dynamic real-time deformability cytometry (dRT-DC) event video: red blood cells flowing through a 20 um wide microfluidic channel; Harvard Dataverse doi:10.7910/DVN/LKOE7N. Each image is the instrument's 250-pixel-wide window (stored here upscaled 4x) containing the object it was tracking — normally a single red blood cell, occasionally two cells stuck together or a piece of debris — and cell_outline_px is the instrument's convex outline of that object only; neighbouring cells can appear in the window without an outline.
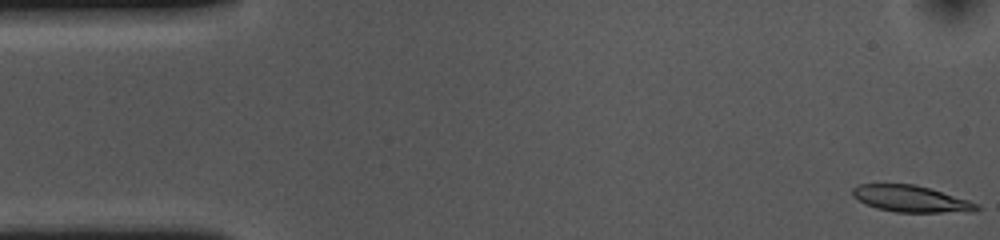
{"species": "common noctule bat (a hibernating species)", "species_latin": "Nyctalus noctula", "temperature_condition": "cold", "stored_images_in_passage": 53, "camera_frame_rate_fps": 3000, "um_per_image_px": 0.085, "animal": {"sex": "female", "body_mass_g": 10.0, "forearm_length_mm": 53.1}, "frame": {"image": 1, "passage_image": 1, "time_ms": 0.0, "image_size_px": [1000, 240], "cell_outline_px": [[980, 208], [972, 212], [896, 212], [876, 208], [852, 196], [852, 188], [860, 184], [916, 184], [968, 200], [980, 204]], "centroid_in_image_um": [77.45, 16.9], "position_along_channel_um": 7.5, "area_um2": 19.07}}
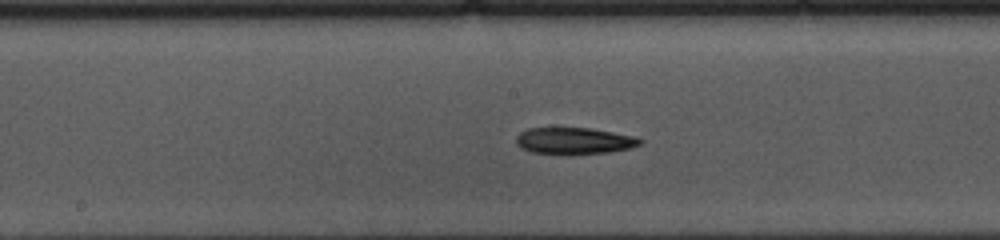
{"frame": {"image": 2, "passage_image": 26, "time_ms": 8.333, "image_size_px": [1000, 240], "cell_outline_px": [[644, 140], [640, 144], [632, 148], [608, 152], [572, 156], [532, 152], [520, 148], [516, 144], [516, 136], [520, 132], [528, 128], [592, 128], [636, 136]], "centroid_in_image_um": [48.82, 11.99], "position_along_channel_um": 199.4, "area_um2": 19.83}}
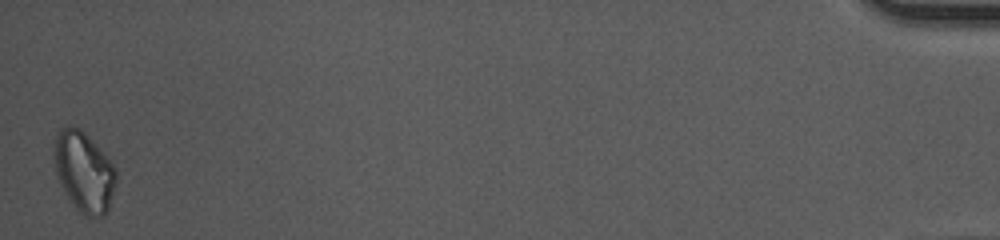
{"frame": {"image": 3, "passage_image": 53, "time_ms": 17.333, "image_size_px": [1000, 240], "cell_outline_px": [[116, 180], [112, 196], [108, 208], [104, 216], [88, 216], [80, 212], [76, 208], [60, 184], [56, 172], [52, 152], [56, 136], [60, 128], [64, 124], [68, 124], [80, 128], [88, 136], [116, 168]], "centroid_in_image_um": [7.11, 14.55], "position_along_channel_um": 428.1, "area_um2": 28.78}, "authors_computed_cell_mechanics": {"area_um2": 20.1722, "velocity_mm_per_s": 3.6442, "shape_relaxation_time_tau1_ms": 5.3118, "shape_relaxation_time_tau2_ms": null, "deformation_change_tau1": 0.1342, "deformation_change_tau2": null}}